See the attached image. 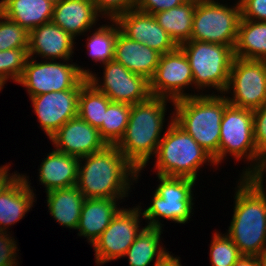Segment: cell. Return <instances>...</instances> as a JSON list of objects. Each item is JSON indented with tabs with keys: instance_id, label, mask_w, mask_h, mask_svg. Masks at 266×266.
Returning a JSON list of instances; mask_svg holds the SVG:
<instances>
[{
	"instance_id": "obj_15",
	"label": "cell",
	"mask_w": 266,
	"mask_h": 266,
	"mask_svg": "<svg viewBox=\"0 0 266 266\" xmlns=\"http://www.w3.org/2000/svg\"><path fill=\"white\" fill-rule=\"evenodd\" d=\"M85 77L75 88L30 97L40 128L50 138L68 120L78 116V97Z\"/></svg>"
},
{
	"instance_id": "obj_5",
	"label": "cell",
	"mask_w": 266,
	"mask_h": 266,
	"mask_svg": "<svg viewBox=\"0 0 266 266\" xmlns=\"http://www.w3.org/2000/svg\"><path fill=\"white\" fill-rule=\"evenodd\" d=\"M156 154V175L190 178L197 181L204 164L215 166L214 159L173 121V111ZM209 163V164H208Z\"/></svg>"
},
{
	"instance_id": "obj_1",
	"label": "cell",
	"mask_w": 266,
	"mask_h": 266,
	"mask_svg": "<svg viewBox=\"0 0 266 266\" xmlns=\"http://www.w3.org/2000/svg\"><path fill=\"white\" fill-rule=\"evenodd\" d=\"M138 180V170L115 145H107L99 152L79 158L76 186L85 198L125 201L131 185Z\"/></svg>"
},
{
	"instance_id": "obj_36",
	"label": "cell",
	"mask_w": 266,
	"mask_h": 266,
	"mask_svg": "<svg viewBox=\"0 0 266 266\" xmlns=\"http://www.w3.org/2000/svg\"><path fill=\"white\" fill-rule=\"evenodd\" d=\"M9 232L0 231V266H18L17 242Z\"/></svg>"
},
{
	"instance_id": "obj_43",
	"label": "cell",
	"mask_w": 266,
	"mask_h": 266,
	"mask_svg": "<svg viewBox=\"0 0 266 266\" xmlns=\"http://www.w3.org/2000/svg\"><path fill=\"white\" fill-rule=\"evenodd\" d=\"M266 174V155L263 157L261 166L259 168V170L255 173V175L253 176V178L260 184L263 185L264 183V178L266 176H264Z\"/></svg>"
},
{
	"instance_id": "obj_46",
	"label": "cell",
	"mask_w": 266,
	"mask_h": 266,
	"mask_svg": "<svg viewBox=\"0 0 266 266\" xmlns=\"http://www.w3.org/2000/svg\"><path fill=\"white\" fill-rule=\"evenodd\" d=\"M48 1L55 5L59 3L61 0H48Z\"/></svg>"
},
{
	"instance_id": "obj_37",
	"label": "cell",
	"mask_w": 266,
	"mask_h": 266,
	"mask_svg": "<svg viewBox=\"0 0 266 266\" xmlns=\"http://www.w3.org/2000/svg\"><path fill=\"white\" fill-rule=\"evenodd\" d=\"M253 129L256 149L264 157L266 155V104L253 110Z\"/></svg>"
},
{
	"instance_id": "obj_16",
	"label": "cell",
	"mask_w": 266,
	"mask_h": 266,
	"mask_svg": "<svg viewBox=\"0 0 266 266\" xmlns=\"http://www.w3.org/2000/svg\"><path fill=\"white\" fill-rule=\"evenodd\" d=\"M114 20L124 36L145 44L161 55L178 47L170 35L157 23L153 14L135 8L117 16Z\"/></svg>"
},
{
	"instance_id": "obj_6",
	"label": "cell",
	"mask_w": 266,
	"mask_h": 266,
	"mask_svg": "<svg viewBox=\"0 0 266 266\" xmlns=\"http://www.w3.org/2000/svg\"><path fill=\"white\" fill-rule=\"evenodd\" d=\"M230 155L236 161L246 159L247 164L250 162L240 177H253L263 160L255 146L253 110L228 104L221 120L219 155L214 159L215 166Z\"/></svg>"
},
{
	"instance_id": "obj_44",
	"label": "cell",
	"mask_w": 266,
	"mask_h": 266,
	"mask_svg": "<svg viewBox=\"0 0 266 266\" xmlns=\"http://www.w3.org/2000/svg\"><path fill=\"white\" fill-rule=\"evenodd\" d=\"M260 266H266V254L260 256Z\"/></svg>"
},
{
	"instance_id": "obj_7",
	"label": "cell",
	"mask_w": 266,
	"mask_h": 266,
	"mask_svg": "<svg viewBox=\"0 0 266 266\" xmlns=\"http://www.w3.org/2000/svg\"><path fill=\"white\" fill-rule=\"evenodd\" d=\"M179 47L186 55L196 92L213 88L223 94L229 82L234 49L227 45L189 40ZM209 87V88H208Z\"/></svg>"
},
{
	"instance_id": "obj_41",
	"label": "cell",
	"mask_w": 266,
	"mask_h": 266,
	"mask_svg": "<svg viewBox=\"0 0 266 266\" xmlns=\"http://www.w3.org/2000/svg\"><path fill=\"white\" fill-rule=\"evenodd\" d=\"M233 266H260V257L242 255Z\"/></svg>"
},
{
	"instance_id": "obj_34",
	"label": "cell",
	"mask_w": 266,
	"mask_h": 266,
	"mask_svg": "<svg viewBox=\"0 0 266 266\" xmlns=\"http://www.w3.org/2000/svg\"><path fill=\"white\" fill-rule=\"evenodd\" d=\"M30 32L0 13V51L28 49Z\"/></svg>"
},
{
	"instance_id": "obj_14",
	"label": "cell",
	"mask_w": 266,
	"mask_h": 266,
	"mask_svg": "<svg viewBox=\"0 0 266 266\" xmlns=\"http://www.w3.org/2000/svg\"><path fill=\"white\" fill-rule=\"evenodd\" d=\"M189 87H194L193 74L183 50L178 46L161 55L155 74L150 80L151 95L176 101L201 94L184 92Z\"/></svg>"
},
{
	"instance_id": "obj_33",
	"label": "cell",
	"mask_w": 266,
	"mask_h": 266,
	"mask_svg": "<svg viewBox=\"0 0 266 266\" xmlns=\"http://www.w3.org/2000/svg\"><path fill=\"white\" fill-rule=\"evenodd\" d=\"M28 49H9L0 51V83L5 84L10 79L15 84L24 72Z\"/></svg>"
},
{
	"instance_id": "obj_35",
	"label": "cell",
	"mask_w": 266,
	"mask_h": 266,
	"mask_svg": "<svg viewBox=\"0 0 266 266\" xmlns=\"http://www.w3.org/2000/svg\"><path fill=\"white\" fill-rule=\"evenodd\" d=\"M97 12L105 20L115 19L117 16L135 9L136 0H91Z\"/></svg>"
},
{
	"instance_id": "obj_27",
	"label": "cell",
	"mask_w": 266,
	"mask_h": 266,
	"mask_svg": "<svg viewBox=\"0 0 266 266\" xmlns=\"http://www.w3.org/2000/svg\"><path fill=\"white\" fill-rule=\"evenodd\" d=\"M234 56L266 61V22L240 19Z\"/></svg>"
},
{
	"instance_id": "obj_45",
	"label": "cell",
	"mask_w": 266,
	"mask_h": 266,
	"mask_svg": "<svg viewBox=\"0 0 266 266\" xmlns=\"http://www.w3.org/2000/svg\"><path fill=\"white\" fill-rule=\"evenodd\" d=\"M206 0H185V2H194V3H201V2H204Z\"/></svg>"
},
{
	"instance_id": "obj_28",
	"label": "cell",
	"mask_w": 266,
	"mask_h": 266,
	"mask_svg": "<svg viewBox=\"0 0 266 266\" xmlns=\"http://www.w3.org/2000/svg\"><path fill=\"white\" fill-rule=\"evenodd\" d=\"M196 3L184 2L182 5L153 14L157 23L179 46L191 38Z\"/></svg>"
},
{
	"instance_id": "obj_3",
	"label": "cell",
	"mask_w": 266,
	"mask_h": 266,
	"mask_svg": "<svg viewBox=\"0 0 266 266\" xmlns=\"http://www.w3.org/2000/svg\"><path fill=\"white\" fill-rule=\"evenodd\" d=\"M168 102L174 103L167 98L151 96L144 102L131 105L125 133L115 145L138 170L139 176L149 159L155 156L163 138Z\"/></svg>"
},
{
	"instance_id": "obj_40",
	"label": "cell",
	"mask_w": 266,
	"mask_h": 266,
	"mask_svg": "<svg viewBox=\"0 0 266 266\" xmlns=\"http://www.w3.org/2000/svg\"><path fill=\"white\" fill-rule=\"evenodd\" d=\"M11 164L8 163V165H1L0 166V193L20 174L17 171L14 173H9Z\"/></svg>"
},
{
	"instance_id": "obj_23",
	"label": "cell",
	"mask_w": 266,
	"mask_h": 266,
	"mask_svg": "<svg viewBox=\"0 0 266 266\" xmlns=\"http://www.w3.org/2000/svg\"><path fill=\"white\" fill-rule=\"evenodd\" d=\"M79 158L55 149L40 164L38 181L45 192L75 186L78 181Z\"/></svg>"
},
{
	"instance_id": "obj_31",
	"label": "cell",
	"mask_w": 266,
	"mask_h": 266,
	"mask_svg": "<svg viewBox=\"0 0 266 266\" xmlns=\"http://www.w3.org/2000/svg\"><path fill=\"white\" fill-rule=\"evenodd\" d=\"M130 112V104L111 102L108 105L102 126L98 129L100 137L107 145H116L123 137Z\"/></svg>"
},
{
	"instance_id": "obj_17",
	"label": "cell",
	"mask_w": 266,
	"mask_h": 266,
	"mask_svg": "<svg viewBox=\"0 0 266 266\" xmlns=\"http://www.w3.org/2000/svg\"><path fill=\"white\" fill-rule=\"evenodd\" d=\"M49 139L55 150L78 158L99 152L107 146L99 130L79 116L68 120Z\"/></svg>"
},
{
	"instance_id": "obj_29",
	"label": "cell",
	"mask_w": 266,
	"mask_h": 266,
	"mask_svg": "<svg viewBox=\"0 0 266 266\" xmlns=\"http://www.w3.org/2000/svg\"><path fill=\"white\" fill-rule=\"evenodd\" d=\"M112 101L107 95L96 89L89 81H86L78 97V116L99 129L104 120L105 111Z\"/></svg>"
},
{
	"instance_id": "obj_30",
	"label": "cell",
	"mask_w": 266,
	"mask_h": 266,
	"mask_svg": "<svg viewBox=\"0 0 266 266\" xmlns=\"http://www.w3.org/2000/svg\"><path fill=\"white\" fill-rule=\"evenodd\" d=\"M108 23L109 25L103 24L94 31L90 30V33H93L86 40L89 57L101 65L114 60L115 42L117 34L120 31L114 19H110Z\"/></svg>"
},
{
	"instance_id": "obj_32",
	"label": "cell",
	"mask_w": 266,
	"mask_h": 266,
	"mask_svg": "<svg viewBox=\"0 0 266 266\" xmlns=\"http://www.w3.org/2000/svg\"><path fill=\"white\" fill-rule=\"evenodd\" d=\"M210 243L211 266H233L242 256L235 243L226 235L216 231Z\"/></svg>"
},
{
	"instance_id": "obj_20",
	"label": "cell",
	"mask_w": 266,
	"mask_h": 266,
	"mask_svg": "<svg viewBox=\"0 0 266 266\" xmlns=\"http://www.w3.org/2000/svg\"><path fill=\"white\" fill-rule=\"evenodd\" d=\"M98 17L102 19L91 0H61L53 7L51 21L76 39L96 27Z\"/></svg>"
},
{
	"instance_id": "obj_22",
	"label": "cell",
	"mask_w": 266,
	"mask_h": 266,
	"mask_svg": "<svg viewBox=\"0 0 266 266\" xmlns=\"http://www.w3.org/2000/svg\"><path fill=\"white\" fill-rule=\"evenodd\" d=\"M121 199L86 198L84 200L79 225L78 236L85 237L89 245H93L110 224L112 218L122 208Z\"/></svg>"
},
{
	"instance_id": "obj_18",
	"label": "cell",
	"mask_w": 266,
	"mask_h": 266,
	"mask_svg": "<svg viewBox=\"0 0 266 266\" xmlns=\"http://www.w3.org/2000/svg\"><path fill=\"white\" fill-rule=\"evenodd\" d=\"M75 39L52 21L30 31L28 57L43 60H71Z\"/></svg>"
},
{
	"instance_id": "obj_38",
	"label": "cell",
	"mask_w": 266,
	"mask_h": 266,
	"mask_svg": "<svg viewBox=\"0 0 266 266\" xmlns=\"http://www.w3.org/2000/svg\"><path fill=\"white\" fill-rule=\"evenodd\" d=\"M241 18L266 22V0H239Z\"/></svg>"
},
{
	"instance_id": "obj_4",
	"label": "cell",
	"mask_w": 266,
	"mask_h": 266,
	"mask_svg": "<svg viewBox=\"0 0 266 266\" xmlns=\"http://www.w3.org/2000/svg\"><path fill=\"white\" fill-rule=\"evenodd\" d=\"M214 93L190 96L173 103V121L213 159L219 155L221 120L229 104L224 94Z\"/></svg>"
},
{
	"instance_id": "obj_39",
	"label": "cell",
	"mask_w": 266,
	"mask_h": 266,
	"mask_svg": "<svg viewBox=\"0 0 266 266\" xmlns=\"http://www.w3.org/2000/svg\"><path fill=\"white\" fill-rule=\"evenodd\" d=\"M185 0H136L135 8L149 14L182 5Z\"/></svg>"
},
{
	"instance_id": "obj_24",
	"label": "cell",
	"mask_w": 266,
	"mask_h": 266,
	"mask_svg": "<svg viewBox=\"0 0 266 266\" xmlns=\"http://www.w3.org/2000/svg\"><path fill=\"white\" fill-rule=\"evenodd\" d=\"M54 4L48 0H1L0 13L29 32L52 20Z\"/></svg>"
},
{
	"instance_id": "obj_19",
	"label": "cell",
	"mask_w": 266,
	"mask_h": 266,
	"mask_svg": "<svg viewBox=\"0 0 266 266\" xmlns=\"http://www.w3.org/2000/svg\"><path fill=\"white\" fill-rule=\"evenodd\" d=\"M29 182V176L19 174L0 193V231L8 232L12 225L25 217L37 201L34 187Z\"/></svg>"
},
{
	"instance_id": "obj_10",
	"label": "cell",
	"mask_w": 266,
	"mask_h": 266,
	"mask_svg": "<svg viewBox=\"0 0 266 266\" xmlns=\"http://www.w3.org/2000/svg\"><path fill=\"white\" fill-rule=\"evenodd\" d=\"M206 0L196 4L190 40L227 45L234 49L241 19L239 0L233 6Z\"/></svg>"
},
{
	"instance_id": "obj_9",
	"label": "cell",
	"mask_w": 266,
	"mask_h": 266,
	"mask_svg": "<svg viewBox=\"0 0 266 266\" xmlns=\"http://www.w3.org/2000/svg\"><path fill=\"white\" fill-rule=\"evenodd\" d=\"M34 57L27 58L22 77L17 82L27 89L29 98L73 89L92 72L69 60L38 62Z\"/></svg>"
},
{
	"instance_id": "obj_13",
	"label": "cell",
	"mask_w": 266,
	"mask_h": 266,
	"mask_svg": "<svg viewBox=\"0 0 266 266\" xmlns=\"http://www.w3.org/2000/svg\"><path fill=\"white\" fill-rule=\"evenodd\" d=\"M102 67H104L102 80L91 72L87 76V81L107 95L112 102L134 105L152 96L150 81L145 77L130 72L115 60L103 64Z\"/></svg>"
},
{
	"instance_id": "obj_21",
	"label": "cell",
	"mask_w": 266,
	"mask_h": 266,
	"mask_svg": "<svg viewBox=\"0 0 266 266\" xmlns=\"http://www.w3.org/2000/svg\"><path fill=\"white\" fill-rule=\"evenodd\" d=\"M161 54L145 44L133 41L120 31L115 42L114 60L130 72L151 80L159 64Z\"/></svg>"
},
{
	"instance_id": "obj_2",
	"label": "cell",
	"mask_w": 266,
	"mask_h": 266,
	"mask_svg": "<svg viewBox=\"0 0 266 266\" xmlns=\"http://www.w3.org/2000/svg\"><path fill=\"white\" fill-rule=\"evenodd\" d=\"M235 187L232 221L225 233L242 255L266 254V187L240 177Z\"/></svg>"
},
{
	"instance_id": "obj_25",
	"label": "cell",
	"mask_w": 266,
	"mask_h": 266,
	"mask_svg": "<svg viewBox=\"0 0 266 266\" xmlns=\"http://www.w3.org/2000/svg\"><path fill=\"white\" fill-rule=\"evenodd\" d=\"M46 195L49 214L54 220L63 227L77 230L86 199L77 186L51 190Z\"/></svg>"
},
{
	"instance_id": "obj_47",
	"label": "cell",
	"mask_w": 266,
	"mask_h": 266,
	"mask_svg": "<svg viewBox=\"0 0 266 266\" xmlns=\"http://www.w3.org/2000/svg\"><path fill=\"white\" fill-rule=\"evenodd\" d=\"M3 85L0 83V91L3 90Z\"/></svg>"
},
{
	"instance_id": "obj_11",
	"label": "cell",
	"mask_w": 266,
	"mask_h": 266,
	"mask_svg": "<svg viewBox=\"0 0 266 266\" xmlns=\"http://www.w3.org/2000/svg\"><path fill=\"white\" fill-rule=\"evenodd\" d=\"M223 94L229 95L225 96L229 104L244 109L255 110L266 104V61L235 57Z\"/></svg>"
},
{
	"instance_id": "obj_26",
	"label": "cell",
	"mask_w": 266,
	"mask_h": 266,
	"mask_svg": "<svg viewBox=\"0 0 266 266\" xmlns=\"http://www.w3.org/2000/svg\"><path fill=\"white\" fill-rule=\"evenodd\" d=\"M162 231L159 228L143 227L124 255V258H128L129 266H149L154 260V264H158L170 254L161 245Z\"/></svg>"
},
{
	"instance_id": "obj_42",
	"label": "cell",
	"mask_w": 266,
	"mask_h": 266,
	"mask_svg": "<svg viewBox=\"0 0 266 266\" xmlns=\"http://www.w3.org/2000/svg\"><path fill=\"white\" fill-rule=\"evenodd\" d=\"M179 258L180 257L173 256V254L170 252V254L163 261L152 266H182Z\"/></svg>"
},
{
	"instance_id": "obj_8",
	"label": "cell",
	"mask_w": 266,
	"mask_h": 266,
	"mask_svg": "<svg viewBox=\"0 0 266 266\" xmlns=\"http://www.w3.org/2000/svg\"><path fill=\"white\" fill-rule=\"evenodd\" d=\"M159 184L153 192L150 206L142 212L147 220L145 226L162 229L161 219L185 224L192 214L193 187L196 181L190 178L157 175Z\"/></svg>"
},
{
	"instance_id": "obj_12",
	"label": "cell",
	"mask_w": 266,
	"mask_h": 266,
	"mask_svg": "<svg viewBox=\"0 0 266 266\" xmlns=\"http://www.w3.org/2000/svg\"><path fill=\"white\" fill-rule=\"evenodd\" d=\"M141 207L139 204L128 209L122 206L112 218L108 227L92 245L96 266L124 258L125 253L143 229L140 227Z\"/></svg>"
}]
</instances>
